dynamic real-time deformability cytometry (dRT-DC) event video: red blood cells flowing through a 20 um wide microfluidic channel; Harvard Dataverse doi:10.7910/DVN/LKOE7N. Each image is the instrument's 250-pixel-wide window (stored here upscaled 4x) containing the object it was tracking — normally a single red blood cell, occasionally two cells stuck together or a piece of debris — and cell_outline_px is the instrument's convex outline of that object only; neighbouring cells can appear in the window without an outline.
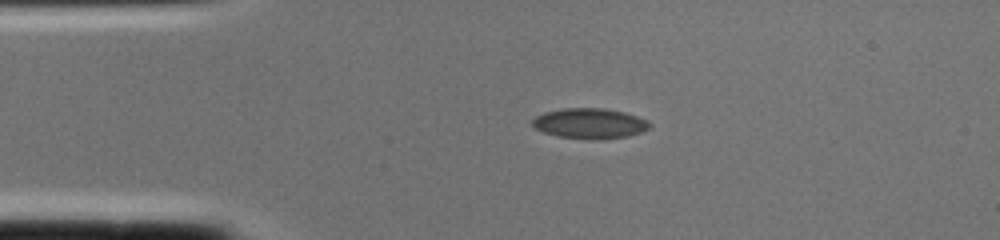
{"species": "common noctule bat (a hibernating species)", "species_latin": "Nyctalus noctula", "temperature_condition": "cold", "stored_images_in_passage": 1, "camera_frame_rate_fps": 3000, "um_per_image_px": 0.085, "animal": {"sex": "female", "body_mass_g": 22.0, "forearm_length_mm": 56.7}, "frame": {"image": 1, "passage_image": 1, "time_ms": 0.0, "image_size_px": [1000, 240], "cell_outline_px": [[652, 124], [648, 128], [640, 132], [628, 136], [600, 140], [556, 136], [544, 132], [536, 128], [532, 124], [532, 120], [536, 116], [544, 112], [564, 108], [604, 108], [624, 112], [648, 120]], "centroid_in_image_um": [50.14, 10.49], "position_along_channel_um": 34.9, "area_um2": 20.69}}